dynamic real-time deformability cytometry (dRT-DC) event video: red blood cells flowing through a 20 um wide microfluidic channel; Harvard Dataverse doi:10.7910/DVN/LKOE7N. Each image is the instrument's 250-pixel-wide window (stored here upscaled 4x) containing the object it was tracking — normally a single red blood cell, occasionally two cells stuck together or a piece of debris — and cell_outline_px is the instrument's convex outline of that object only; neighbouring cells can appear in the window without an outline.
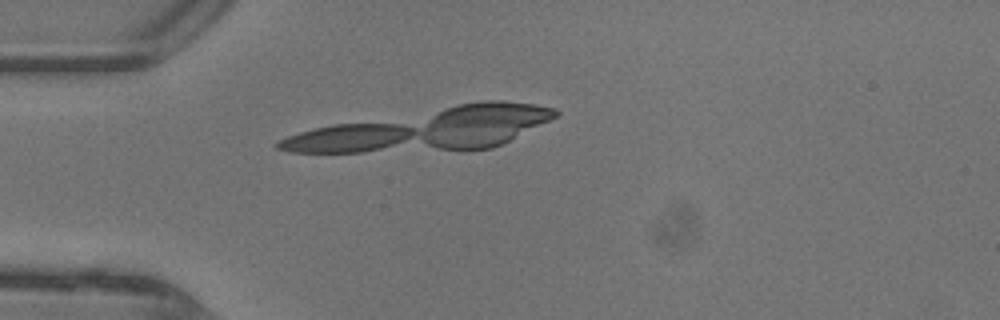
{"species": "common noctule bat (a hibernating species)", "species_latin": "Nyctalus noctula", "temperature_condition": "warm", "stored_images_in_passage": 5, "camera_frame_rate_fps": 3000, "um_per_image_px": 0.085, "animal": {"sex": "female"}, "frame": {"image": 1, "passage_image": 4, "time_ms": 1.0, "image_size_px": [1000, 320], "cell_outline_px": [[404, 128], [392, 140], [384, 144], [372, 148], [348, 152], [312, 152], [300, 136], [308, 132], [324, 128], [356, 124], [376, 124]], "centroid_in_image_um": [29.73, 11.7], "position_along_channel_um": 55.3, "area_um2": 15.2}}